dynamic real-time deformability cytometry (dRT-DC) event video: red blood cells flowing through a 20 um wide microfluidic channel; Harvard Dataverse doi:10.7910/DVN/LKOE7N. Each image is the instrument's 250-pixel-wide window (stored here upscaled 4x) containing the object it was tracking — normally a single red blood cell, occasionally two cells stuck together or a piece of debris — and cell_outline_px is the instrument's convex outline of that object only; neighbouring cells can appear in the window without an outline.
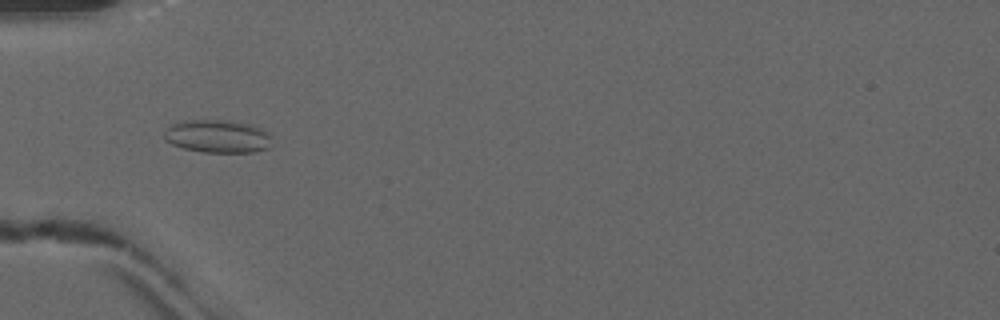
{"species": "common noctule bat (a hibernating species)", "species_latin": "Nyctalus noctula", "temperature_condition": "warm", "stored_images_in_passage": 51, "camera_frame_rate_fps": 3000, "um_per_image_px": 0.085, "animal": {"sex": "male", "forearm_length_mm": 52.5}, "frame": {"image": 1, "passage_image": 18, "time_ms": 5.667, "image_size_px": [1000, 320], "cell_outline_px": [[272, 144], [268, 148], [256, 152], [204, 152], [184, 148], [172, 144], [164, 140], [164, 128], [172, 124], [184, 120], [228, 120], [248, 124], [260, 128], [268, 132], [272, 136]], "centroid_in_image_um": [18.5, 11.58], "position_along_channel_um": 66.5, "area_um2": 20.92}}
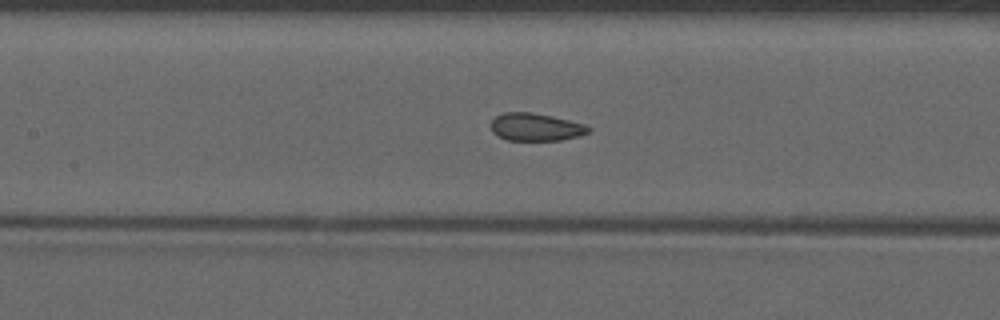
{"frame": {"image": 2, "passage_image": 25, "time_ms": 8.0, "image_size_px": [1000, 320], "cell_outline_px": [[592, 132], [580, 136], [560, 140], [508, 140], [492, 132], [488, 124], [496, 116], [504, 112], [532, 112], [552, 116], [584, 124], [592, 128]], "centroid_in_image_um": [45.54, 10.79], "position_along_channel_um": 161.9, "area_um2": 15.9}}
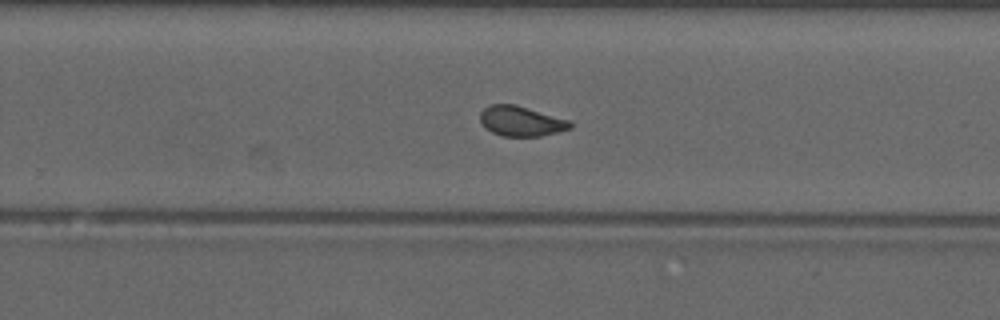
{"frame": {"image": 3, "passage_image": 34, "time_ms": 11.0, "image_size_px": [1000, 320], "cell_outline_px": [[572, 128], [540, 136], [500, 136], [484, 128], [480, 120], [480, 112], [488, 104], [516, 104], [572, 120]], "centroid_in_image_um": [44.29, 10.28], "position_along_channel_um": 285.5, "area_um2": 16.07}, "authors_computed_cell_mechanics": {"area_um2": 16.473, "velocity_mm_per_s": 4.1464, "shape_relaxation_time_tau1_ms": null, "shape_relaxation_time_tau2_ms": 1.0112, "deformation_change_tau1": null, "deformation_change_tau2": 0.0559}}